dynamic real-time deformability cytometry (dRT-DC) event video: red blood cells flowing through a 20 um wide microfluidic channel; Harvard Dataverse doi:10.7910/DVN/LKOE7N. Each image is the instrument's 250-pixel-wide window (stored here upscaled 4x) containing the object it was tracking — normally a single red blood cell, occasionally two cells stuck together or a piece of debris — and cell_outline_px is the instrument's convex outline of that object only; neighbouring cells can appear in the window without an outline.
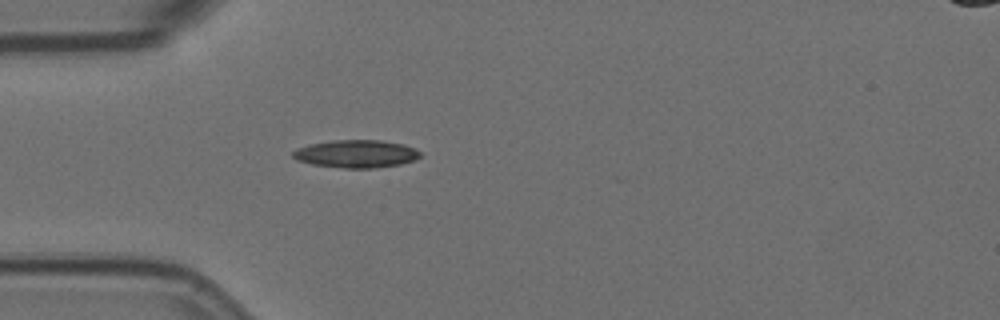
{"species": "Egyptian fruit bat (a non-hibernating species)", "species_latin": "Rousettus aegyptiacus", "temperature_condition": "room temperature", "stored_images_in_passage": 4, "camera_frame_rate_fps": 3000, "um_per_image_px": 0.085, "animal": {"sex": "female"}, "frame": {"image": 1, "passage_image": 4, "time_ms": 1.0, "image_size_px": [1000, 320], "cell_outline_px": [[420, 156], [412, 160], [400, 164], [372, 168], [344, 168], [312, 164], [296, 160], [292, 156], [292, 152], [296, 148], [308, 144], [332, 140], [380, 140], [404, 144], [416, 148], [420, 152]], "centroid_in_image_um": [30.24, 13.06], "position_along_channel_um": 54.8, "area_um2": 20.63}}